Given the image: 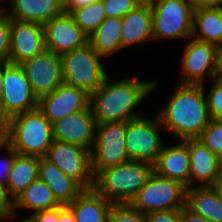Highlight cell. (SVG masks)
<instances>
[{
	"label": "cell",
	"instance_id": "obj_1",
	"mask_svg": "<svg viewBox=\"0 0 222 222\" xmlns=\"http://www.w3.org/2000/svg\"><path fill=\"white\" fill-rule=\"evenodd\" d=\"M113 80L108 76L102 86L91 95L90 105L97 124L127 122L145 115L136 108L158 89L160 82L154 79L143 80L135 75Z\"/></svg>",
	"mask_w": 222,
	"mask_h": 222
},
{
	"label": "cell",
	"instance_id": "obj_2",
	"mask_svg": "<svg viewBox=\"0 0 222 222\" xmlns=\"http://www.w3.org/2000/svg\"><path fill=\"white\" fill-rule=\"evenodd\" d=\"M205 87V84L176 82L171 97L157 112L166 133L178 140L196 139L201 136L211 121Z\"/></svg>",
	"mask_w": 222,
	"mask_h": 222
},
{
	"label": "cell",
	"instance_id": "obj_3",
	"mask_svg": "<svg viewBox=\"0 0 222 222\" xmlns=\"http://www.w3.org/2000/svg\"><path fill=\"white\" fill-rule=\"evenodd\" d=\"M154 172V164L129 160L100 170L93 188L113 204H129Z\"/></svg>",
	"mask_w": 222,
	"mask_h": 222
},
{
	"label": "cell",
	"instance_id": "obj_4",
	"mask_svg": "<svg viewBox=\"0 0 222 222\" xmlns=\"http://www.w3.org/2000/svg\"><path fill=\"white\" fill-rule=\"evenodd\" d=\"M3 139L18 154L43 158L54 141L52 123L38 108L19 113L8 119Z\"/></svg>",
	"mask_w": 222,
	"mask_h": 222
},
{
	"label": "cell",
	"instance_id": "obj_5",
	"mask_svg": "<svg viewBox=\"0 0 222 222\" xmlns=\"http://www.w3.org/2000/svg\"><path fill=\"white\" fill-rule=\"evenodd\" d=\"M63 81L87 92L95 93L109 76L103 60L88 43L84 47L74 49L61 56Z\"/></svg>",
	"mask_w": 222,
	"mask_h": 222
},
{
	"label": "cell",
	"instance_id": "obj_6",
	"mask_svg": "<svg viewBox=\"0 0 222 222\" xmlns=\"http://www.w3.org/2000/svg\"><path fill=\"white\" fill-rule=\"evenodd\" d=\"M152 6L153 38L157 40L192 38L193 8L187 0H148Z\"/></svg>",
	"mask_w": 222,
	"mask_h": 222
},
{
	"label": "cell",
	"instance_id": "obj_7",
	"mask_svg": "<svg viewBox=\"0 0 222 222\" xmlns=\"http://www.w3.org/2000/svg\"><path fill=\"white\" fill-rule=\"evenodd\" d=\"M186 198L187 186L179 181L160 176L154 171L129 204L142 213L148 214L181 209L186 205Z\"/></svg>",
	"mask_w": 222,
	"mask_h": 222
},
{
	"label": "cell",
	"instance_id": "obj_8",
	"mask_svg": "<svg viewBox=\"0 0 222 222\" xmlns=\"http://www.w3.org/2000/svg\"><path fill=\"white\" fill-rule=\"evenodd\" d=\"M145 114L126 122L125 145L130 160L146 161L154 164L165 144V135L160 118ZM148 115V116H147Z\"/></svg>",
	"mask_w": 222,
	"mask_h": 222
},
{
	"label": "cell",
	"instance_id": "obj_9",
	"mask_svg": "<svg viewBox=\"0 0 222 222\" xmlns=\"http://www.w3.org/2000/svg\"><path fill=\"white\" fill-rule=\"evenodd\" d=\"M125 136L126 122L97 124L95 142L90 151L94 176L104 168L130 160L126 151Z\"/></svg>",
	"mask_w": 222,
	"mask_h": 222
},
{
	"label": "cell",
	"instance_id": "obj_10",
	"mask_svg": "<svg viewBox=\"0 0 222 222\" xmlns=\"http://www.w3.org/2000/svg\"><path fill=\"white\" fill-rule=\"evenodd\" d=\"M38 101L20 64H3V91L0 108L6 119L37 109Z\"/></svg>",
	"mask_w": 222,
	"mask_h": 222
},
{
	"label": "cell",
	"instance_id": "obj_11",
	"mask_svg": "<svg viewBox=\"0 0 222 222\" xmlns=\"http://www.w3.org/2000/svg\"><path fill=\"white\" fill-rule=\"evenodd\" d=\"M84 189L94 186L90 150L72 143L54 140L44 157Z\"/></svg>",
	"mask_w": 222,
	"mask_h": 222
},
{
	"label": "cell",
	"instance_id": "obj_12",
	"mask_svg": "<svg viewBox=\"0 0 222 222\" xmlns=\"http://www.w3.org/2000/svg\"><path fill=\"white\" fill-rule=\"evenodd\" d=\"M181 54L178 83L203 85L213 79L217 45L189 38Z\"/></svg>",
	"mask_w": 222,
	"mask_h": 222
},
{
	"label": "cell",
	"instance_id": "obj_13",
	"mask_svg": "<svg viewBox=\"0 0 222 222\" xmlns=\"http://www.w3.org/2000/svg\"><path fill=\"white\" fill-rule=\"evenodd\" d=\"M38 99L55 91L63 81L61 55L45 49L20 63Z\"/></svg>",
	"mask_w": 222,
	"mask_h": 222
},
{
	"label": "cell",
	"instance_id": "obj_14",
	"mask_svg": "<svg viewBox=\"0 0 222 222\" xmlns=\"http://www.w3.org/2000/svg\"><path fill=\"white\" fill-rule=\"evenodd\" d=\"M45 47L58 55H64L88 44L89 36L74 22L68 12L54 17L44 25Z\"/></svg>",
	"mask_w": 222,
	"mask_h": 222
},
{
	"label": "cell",
	"instance_id": "obj_15",
	"mask_svg": "<svg viewBox=\"0 0 222 222\" xmlns=\"http://www.w3.org/2000/svg\"><path fill=\"white\" fill-rule=\"evenodd\" d=\"M97 122L91 105L52 123L53 139L80 145L91 151Z\"/></svg>",
	"mask_w": 222,
	"mask_h": 222
},
{
	"label": "cell",
	"instance_id": "obj_16",
	"mask_svg": "<svg viewBox=\"0 0 222 222\" xmlns=\"http://www.w3.org/2000/svg\"><path fill=\"white\" fill-rule=\"evenodd\" d=\"M91 96L82 89L61 84L55 91L39 98L38 109L54 123L71 113L90 106Z\"/></svg>",
	"mask_w": 222,
	"mask_h": 222
},
{
	"label": "cell",
	"instance_id": "obj_17",
	"mask_svg": "<svg viewBox=\"0 0 222 222\" xmlns=\"http://www.w3.org/2000/svg\"><path fill=\"white\" fill-rule=\"evenodd\" d=\"M11 30L9 63L20 64L46 49L42 24L11 19Z\"/></svg>",
	"mask_w": 222,
	"mask_h": 222
},
{
	"label": "cell",
	"instance_id": "obj_18",
	"mask_svg": "<svg viewBox=\"0 0 222 222\" xmlns=\"http://www.w3.org/2000/svg\"><path fill=\"white\" fill-rule=\"evenodd\" d=\"M180 141V142H179ZM154 171L163 177L183 183L191 187V166L189 139L178 140V143L164 144L154 163Z\"/></svg>",
	"mask_w": 222,
	"mask_h": 222
},
{
	"label": "cell",
	"instance_id": "obj_19",
	"mask_svg": "<svg viewBox=\"0 0 222 222\" xmlns=\"http://www.w3.org/2000/svg\"><path fill=\"white\" fill-rule=\"evenodd\" d=\"M191 187L214 186L222 175V159L200 139H189Z\"/></svg>",
	"mask_w": 222,
	"mask_h": 222
},
{
	"label": "cell",
	"instance_id": "obj_20",
	"mask_svg": "<svg viewBox=\"0 0 222 222\" xmlns=\"http://www.w3.org/2000/svg\"><path fill=\"white\" fill-rule=\"evenodd\" d=\"M0 9L13 20L35 22L44 25L64 12L59 0H5Z\"/></svg>",
	"mask_w": 222,
	"mask_h": 222
},
{
	"label": "cell",
	"instance_id": "obj_21",
	"mask_svg": "<svg viewBox=\"0 0 222 222\" xmlns=\"http://www.w3.org/2000/svg\"><path fill=\"white\" fill-rule=\"evenodd\" d=\"M149 41L154 42L153 14L151 3L147 0L122 17V50Z\"/></svg>",
	"mask_w": 222,
	"mask_h": 222
},
{
	"label": "cell",
	"instance_id": "obj_22",
	"mask_svg": "<svg viewBox=\"0 0 222 222\" xmlns=\"http://www.w3.org/2000/svg\"><path fill=\"white\" fill-rule=\"evenodd\" d=\"M38 178L53 191L56 200L64 206L70 205L85 190L76 180L65 175L55 164L40 158Z\"/></svg>",
	"mask_w": 222,
	"mask_h": 222
},
{
	"label": "cell",
	"instance_id": "obj_23",
	"mask_svg": "<svg viewBox=\"0 0 222 222\" xmlns=\"http://www.w3.org/2000/svg\"><path fill=\"white\" fill-rule=\"evenodd\" d=\"M113 203L105 199L94 188L85 189L68 207L76 222H109Z\"/></svg>",
	"mask_w": 222,
	"mask_h": 222
},
{
	"label": "cell",
	"instance_id": "obj_24",
	"mask_svg": "<svg viewBox=\"0 0 222 222\" xmlns=\"http://www.w3.org/2000/svg\"><path fill=\"white\" fill-rule=\"evenodd\" d=\"M186 206L210 222H222V198L214 186L187 188Z\"/></svg>",
	"mask_w": 222,
	"mask_h": 222
},
{
	"label": "cell",
	"instance_id": "obj_25",
	"mask_svg": "<svg viewBox=\"0 0 222 222\" xmlns=\"http://www.w3.org/2000/svg\"><path fill=\"white\" fill-rule=\"evenodd\" d=\"M62 206L55 198L53 191L41 179L37 178L23 193L15 199V218L19 210H31L28 215L38 211L50 210Z\"/></svg>",
	"mask_w": 222,
	"mask_h": 222
},
{
	"label": "cell",
	"instance_id": "obj_26",
	"mask_svg": "<svg viewBox=\"0 0 222 222\" xmlns=\"http://www.w3.org/2000/svg\"><path fill=\"white\" fill-rule=\"evenodd\" d=\"M122 18H106L89 36L88 43L103 58L112 57L122 50Z\"/></svg>",
	"mask_w": 222,
	"mask_h": 222
},
{
	"label": "cell",
	"instance_id": "obj_27",
	"mask_svg": "<svg viewBox=\"0 0 222 222\" xmlns=\"http://www.w3.org/2000/svg\"><path fill=\"white\" fill-rule=\"evenodd\" d=\"M192 38L222 46V7L194 10Z\"/></svg>",
	"mask_w": 222,
	"mask_h": 222
},
{
	"label": "cell",
	"instance_id": "obj_28",
	"mask_svg": "<svg viewBox=\"0 0 222 222\" xmlns=\"http://www.w3.org/2000/svg\"><path fill=\"white\" fill-rule=\"evenodd\" d=\"M40 157L17 154L9 174L7 189L15 200L38 178Z\"/></svg>",
	"mask_w": 222,
	"mask_h": 222
},
{
	"label": "cell",
	"instance_id": "obj_29",
	"mask_svg": "<svg viewBox=\"0 0 222 222\" xmlns=\"http://www.w3.org/2000/svg\"><path fill=\"white\" fill-rule=\"evenodd\" d=\"M69 14L74 22L90 36L106 19L102 0L92 4L72 9Z\"/></svg>",
	"mask_w": 222,
	"mask_h": 222
},
{
	"label": "cell",
	"instance_id": "obj_30",
	"mask_svg": "<svg viewBox=\"0 0 222 222\" xmlns=\"http://www.w3.org/2000/svg\"><path fill=\"white\" fill-rule=\"evenodd\" d=\"M198 139L222 159V124L211 119Z\"/></svg>",
	"mask_w": 222,
	"mask_h": 222
},
{
	"label": "cell",
	"instance_id": "obj_31",
	"mask_svg": "<svg viewBox=\"0 0 222 222\" xmlns=\"http://www.w3.org/2000/svg\"><path fill=\"white\" fill-rule=\"evenodd\" d=\"M109 222H146V214L130 204H113L109 213Z\"/></svg>",
	"mask_w": 222,
	"mask_h": 222
},
{
	"label": "cell",
	"instance_id": "obj_32",
	"mask_svg": "<svg viewBox=\"0 0 222 222\" xmlns=\"http://www.w3.org/2000/svg\"><path fill=\"white\" fill-rule=\"evenodd\" d=\"M106 18L124 17L147 0H102Z\"/></svg>",
	"mask_w": 222,
	"mask_h": 222
},
{
	"label": "cell",
	"instance_id": "obj_33",
	"mask_svg": "<svg viewBox=\"0 0 222 222\" xmlns=\"http://www.w3.org/2000/svg\"><path fill=\"white\" fill-rule=\"evenodd\" d=\"M11 35V19L0 9V63H9Z\"/></svg>",
	"mask_w": 222,
	"mask_h": 222
},
{
	"label": "cell",
	"instance_id": "obj_34",
	"mask_svg": "<svg viewBox=\"0 0 222 222\" xmlns=\"http://www.w3.org/2000/svg\"><path fill=\"white\" fill-rule=\"evenodd\" d=\"M6 152L5 159L0 162V184L6 186L9 174L14 165V160L18 154L14 148L3 138H0V152ZM8 156V157H7Z\"/></svg>",
	"mask_w": 222,
	"mask_h": 222
},
{
	"label": "cell",
	"instance_id": "obj_35",
	"mask_svg": "<svg viewBox=\"0 0 222 222\" xmlns=\"http://www.w3.org/2000/svg\"><path fill=\"white\" fill-rule=\"evenodd\" d=\"M211 89L207 92L205 90L208 110L211 119H213L219 112L222 111V82L212 80ZM207 92V93H206Z\"/></svg>",
	"mask_w": 222,
	"mask_h": 222
},
{
	"label": "cell",
	"instance_id": "obj_36",
	"mask_svg": "<svg viewBox=\"0 0 222 222\" xmlns=\"http://www.w3.org/2000/svg\"><path fill=\"white\" fill-rule=\"evenodd\" d=\"M0 216L15 218V200L6 186L0 184Z\"/></svg>",
	"mask_w": 222,
	"mask_h": 222
},
{
	"label": "cell",
	"instance_id": "obj_37",
	"mask_svg": "<svg viewBox=\"0 0 222 222\" xmlns=\"http://www.w3.org/2000/svg\"><path fill=\"white\" fill-rule=\"evenodd\" d=\"M181 209L156 211L146 214V222H181Z\"/></svg>",
	"mask_w": 222,
	"mask_h": 222
},
{
	"label": "cell",
	"instance_id": "obj_38",
	"mask_svg": "<svg viewBox=\"0 0 222 222\" xmlns=\"http://www.w3.org/2000/svg\"><path fill=\"white\" fill-rule=\"evenodd\" d=\"M28 217L22 218L26 222H59V207L38 211L30 215H26Z\"/></svg>",
	"mask_w": 222,
	"mask_h": 222
},
{
	"label": "cell",
	"instance_id": "obj_39",
	"mask_svg": "<svg viewBox=\"0 0 222 222\" xmlns=\"http://www.w3.org/2000/svg\"><path fill=\"white\" fill-rule=\"evenodd\" d=\"M181 222H210L208 219L203 216L194 213L186 205L181 208L180 211Z\"/></svg>",
	"mask_w": 222,
	"mask_h": 222
},
{
	"label": "cell",
	"instance_id": "obj_40",
	"mask_svg": "<svg viewBox=\"0 0 222 222\" xmlns=\"http://www.w3.org/2000/svg\"><path fill=\"white\" fill-rule=\"evenodd\" d=\"M193 10L222 7V0H187Z\"/></svg>",
	"mask_w": 222,
	"mask_h": 222
},
{
	"label": "cell",
	"instance_id": "obj_41",
	"mask_svg": "<svg viewBox=\"0 0 222 222\" xmlns=\"http://www.w3.org/2000/svg\"><path fill=\"white\" fill-rule=\"evenodd\" d=\"M213 80L222 82V46H217Z\"/></svg>",
	"mask_w": 222,
	"mask_h": 222
},
{
	"label": "cell",
	"instance_id": "obj_42",
	"mask_svg": "<svg viewBox=\"0 0 222 222\" xmlns=\"http://www.w3.org/2000/svg\"><path fill=\"white\" fill-rule=\"evenodd\" d=\"M59 222H76V217L68 206H59Z\"/></svg>",
	"mask_w": 222,
	"mask_h": 222
},
{
	"label": "cell",
	"instance_id": "obj_43",
	"mask_svg": "<svg viewBox=\"0 0 222 222\" xmlns=\"http://www.w3.org/2000/svg\"><path fill=\"white\" fill-rule=\"evenodd\" d=\"M98 0H67L64 4V12H70L72 9L92 4Z\"/></svg>",
	"mask_w": 222,
	"mask_h": 222
},
{
	"label": "cell",
	"instance_id": "obj_44",
	"mask_svg": "<svg viewBox=\"0 0 222 222\" xmlns=\"http://www.w3.org/2000/svg\"><path fill=\"white\" fill-rule=\"evenodd\" d=\"M7 119L3 115L1 108H0V138H3L7 129Z\"/></svg>",
	"mask_w": 222,
	"mask_h": 222
},
{
	"label": "cell",
	"instance_id": "obj_45",
	"mask_svg": "<svg viewBox=\"0 0 222 222\" xmlns=\"http://www.w3.org/2000/svg\"><path fill=\"white\" fill-rule=\"evenodd\" d=\"M214 187L216 188V190L220 194V197L222 198V175L220 176L218 181L215 183Z\"/></svg>",
	"mask_w": 222,
	"mask_h": 222
},
{
	"label": "cell",
	"instance_id": "obj_46",
	"mask_svg": "<svg viewBox=\"0 0 222 222\" xmlns=\"http://www.w3.org/2000/svg\"><path fill=\"white\" fill-rule=\"evenodd\" d=\"M3 91V63H0V98Z\"/></svg>",
	"mask_w": 222,
	"mask_h": 222
},
{
	"label": "cell",
	"instance_id": "obj_47",
	"mask_svg": "<svg viewBox=\"0 0 222 222\" xmlns=\"http://www.w3.org/2000/svg\"><path fill=\"white\" fill-rule=\"evenodd\" d=\"M15 220H16V218H9L6 216H0V222H13Z\"/></svg>",
	"mask_w": 222,
	"mask_h": 222
},
{
	"label": "cell",
	"instance_id": "obj_48",
	"mask_svg": "<svg viewBox=\"0 0 222 222\" xmlns=\"http://www.w3.org/2000/svg\"><path fill=\"white\" fill-rule=\"evenodd\" d=\"M213 120L217 121L218 123L222 124V111L219 112L214 118Z\"/></svg>",
	"mask_w": 222,
	"mask_h": 222
},
{
	"label": "cell",
	"instance_id": "obj_49",
	"mask_svg": "<svg viewBox=\"0 0 222 222\" xmlns=\"http://www.w3.org/2000/svg\"><path fill=\"white\" fill-rule=\"evenodd\" d=\"M59 1L64 5L67 0H59Z\"/></svg>",
	"mask_w": 222,
	"mask_h": 222
},
{
	"label": "cell",
	"instance_id": "obj_50",
	"mask_svg": "<svg viewBox=\"0 0 222 222\" xmlns=\"http://www.w3.org/2000/svg\"><path fill=\"white\" fill-rule=\"evenodd\" d=\"M4 2L5 4V0H0V8L2 7L1 3Z\"/></svg>",
	"mask_w": 222,
	"mask_h": 222
},
{
	"label": "cell",
	"instance_id": "obj_51",
	"mask_svg": "<svg viewBox=\"0 0 222 222\" xmlns=\"http://www.w3.org/2000/svg\"><path fill=\"white\" fill-rule=\"evenodd\" d=\"M16 220H17V222H26L25 220H22V219L19 220V221H18V219H16Z\"/></svg>",
	"mask_w": 222,
	"mask_h": 222
}]
</instances>
